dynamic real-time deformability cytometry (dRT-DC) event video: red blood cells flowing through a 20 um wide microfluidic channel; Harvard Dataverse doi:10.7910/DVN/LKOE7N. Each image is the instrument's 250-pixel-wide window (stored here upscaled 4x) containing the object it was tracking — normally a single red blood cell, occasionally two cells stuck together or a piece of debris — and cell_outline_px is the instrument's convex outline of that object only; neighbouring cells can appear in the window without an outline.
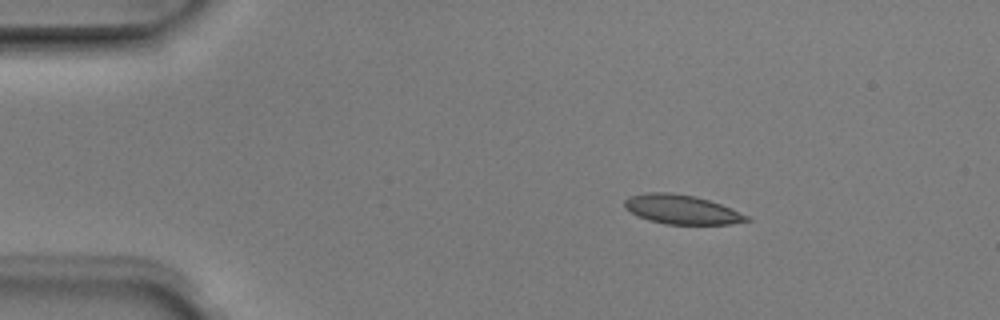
{"species": "Egyptian fruit bat (a non-hibernating species)", "species_latin": "Rousettus aegyptiacus", "temperature_condition": "room temperature", "stored_images_in_passage": 5, "camera_frame_rate_fps": 3000, "um_per_image_px": 0.085, "animal": {"sex": "male"}, "frame": {"image": 1, "passage_image": 3, "time_ms": 0.667, "image_size_px": [1000, 320], "cell_outline_px": [[752, 220], [732, 224], [664, 224], [648, 220], [624, 208], [624, 200], [628, 196], [644, 192], [672, 192], [696, 196], [720, 204], [748, 216]], "centroid_in_image_um": [57.9, 17.79], "position_along_channel_um": 27.1, "area_um2": 20.81}}
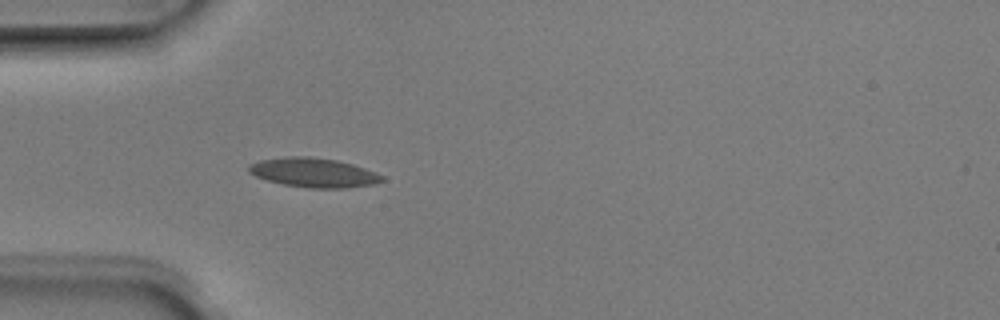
{"frame": {"image": 2, "passage_image": 5, "time_ms": 1.333, "image_size_px": [1000, 320], "cell_outline_px": [[384, 180], [376, 184], [348, 188], [308, 188], [284, 184], [268, 180], [256, 176], [248, 172], [248, 164], [260, 160], [288, 156], [308, 156], [336, 160], [352, 164], [376, 172], [384, 176]], "centroid_in_image_um": [26.68, 14.67], "position_along_channel_um": 58.3, "area_um2": 22.83}}